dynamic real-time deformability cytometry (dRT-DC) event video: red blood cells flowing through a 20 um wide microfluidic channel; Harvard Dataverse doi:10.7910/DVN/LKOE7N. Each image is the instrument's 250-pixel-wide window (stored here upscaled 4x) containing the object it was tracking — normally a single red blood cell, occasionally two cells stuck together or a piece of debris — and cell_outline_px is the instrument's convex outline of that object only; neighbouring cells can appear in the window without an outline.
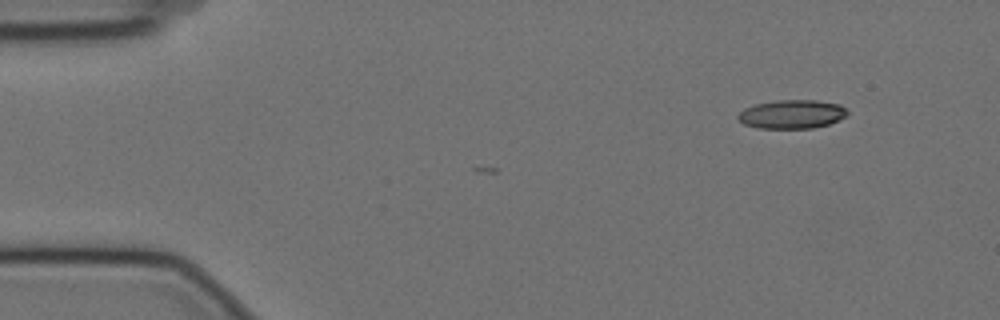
{"species": "Egyptian fruit bat (a non-hibernating species)", "species_latin": "Rousettus aegyptiacus", "temperature_condition": "cold", "stored_images_in_passage": 4, "camera_frame_rate_fps": 3000, "um_per_image_px": 0.085, "animal": {"sex": "female"}, "frame": {"image": 1, "passage_image": 1, "time_ms": 0.0, "image_size_px": [1000, 320], "cell_outline_px": [[848, 116], [828, 124], [812, 128], [756, 128], [744, 124], [736, 116], [744, 108], [756, 104], [776, 100], [816, 100], [840, 104], [848, 112]], "centroid_in_image_um": [67.31, 9.7], "position_along_channel_um": 17.7, "area_um2": 18.32}}